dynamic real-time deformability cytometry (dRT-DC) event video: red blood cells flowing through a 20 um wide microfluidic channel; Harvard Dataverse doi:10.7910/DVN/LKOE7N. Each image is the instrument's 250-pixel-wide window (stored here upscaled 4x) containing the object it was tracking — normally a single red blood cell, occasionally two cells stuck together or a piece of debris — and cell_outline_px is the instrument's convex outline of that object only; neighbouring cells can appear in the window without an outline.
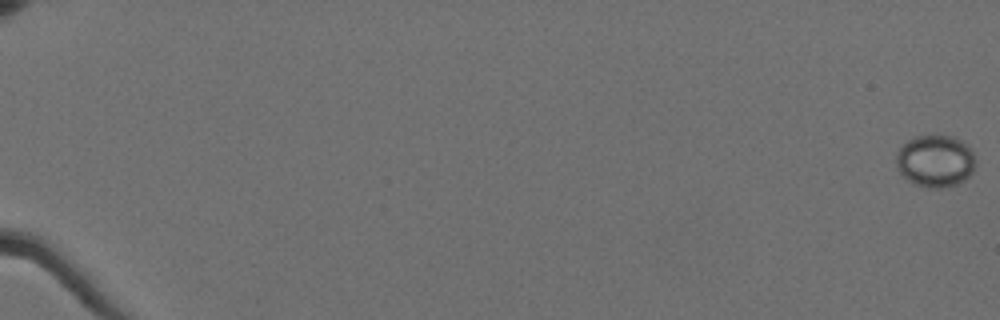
{"species": "Egyptian fruit bat (a non-hibernating species)", "species_latin": "Rousettus aegyptiacus", "temperature_condition": "cold", "stored_images_in_passage": 61, "camera_frame_rate_fps": 3000, "um_per_image_px": 0.085, "animal": {"sex": "female"}, "frame": {"image": 1, "passage_image": 1, "time_ms": 0.0, "image_size_px": [1000, 320], "cell_outline_px": [[976, 164], [972, 172], [964, 180], [956, 184], [944, 188], [928, 188], [912, 184], [900, 172], [896, 164], [896, 152], [908, 140], [916, 136], [952, 136], [968, 144], [976, 160]], "centroid_in_image_um": [79.51, 13.7], "position_along_channel_um": 5.5, "area_um2": 24.22}}
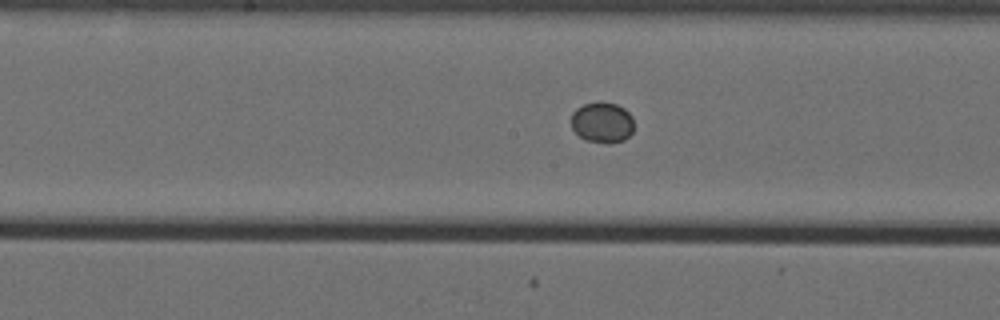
{"frame": {"image": 2, "passage_image": 35, "time_ms": 11.333, "image_size_px": [1000, 320], "cell_outline_px": [[632, 132], [624, 140], [608, 144], [584, 140], [572, 128], [572, 112], [576, 108], [584, 104], [616, 104], [624, 108], [632, 116]], "centroid_in_image_um": [51.18, 10.45], "position_along_channel_um": 197.0, "area_um2": 14.57}}
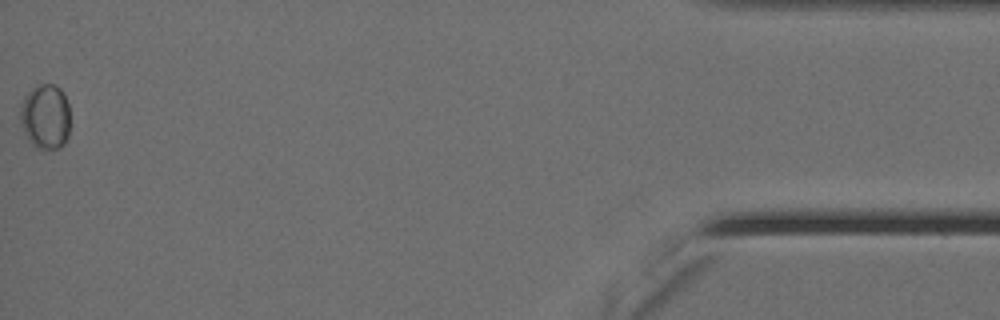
{"frame": {"image": 3, "passage_image": 61, "time_ms": 20.0, "image_size_px": [1000, 320], "cell_outline_px": [[68, 136], [64, 144], [60, 148], [44, 152], [36, 148], [32, 144], [24, 132], [20, 120], [20, 108], [24, 96], [36, 84], [56, 84], [60, 88], [68, 104]], "centroid_in_image_um": [3.84, 9.94], "position_along_channel_um": 431.4, "area_um2": 19.19}}